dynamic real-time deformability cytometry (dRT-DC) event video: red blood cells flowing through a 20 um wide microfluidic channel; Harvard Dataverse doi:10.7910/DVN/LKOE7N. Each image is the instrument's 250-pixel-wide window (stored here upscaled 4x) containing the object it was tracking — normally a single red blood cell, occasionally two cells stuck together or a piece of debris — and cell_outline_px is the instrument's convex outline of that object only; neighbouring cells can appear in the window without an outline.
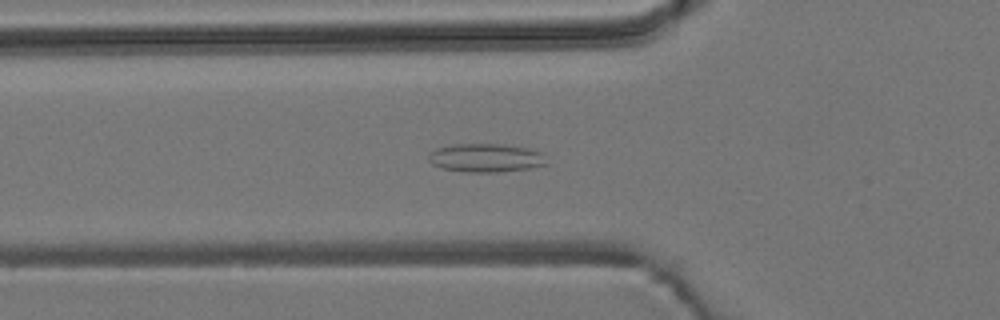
{"species": "common noctule bat (a hibernating species)", "species_latin": "Nyctalus noctula", "temperature_condition": "room temperature", "stored_images_in_passage": 26, "camera_frame_rate_fps": 3000, "um_per_image_px": 0.085, "animal": {"sex": "male", "body_mass_g": 19.2, "forearm_length_mm": 51.8}, "frame": {"image": 1, "passage_image": 18, "time_ms": 5.667, "image_size_px": [1000, 320], "cell_outline_px": [[548, 164], [532, 168], [500, 172], [468, 172], [440, 168], [432, 164], [428, 160], [428, 156], [436, 148], [452, 144], [504, 144], [528, 148], [544, 152]], "centroid_in_image_um": [41.34, 13.42], "position_along_channel_um": 84.5, "area_um2": 19.94}}
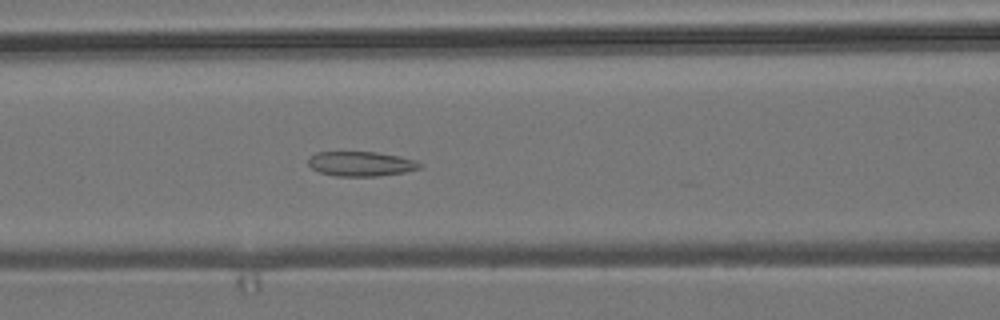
{"frame": {"image": 2, "passage_image": 22, "time_ms": 7.0, "image_size_px": [1000, 320], "cell_outline_px": [[424, 164], [420, 168], [404, 172], [380, 176], [336, 176], [320, 172], [312, 168], [308, 164], [308, 156], [316, 152], [376, 152], [400, 156], [416, 160]], "centroid_in_image_um": [30.69, 13.92], "position_along_channel_um": 135.9, "area_um2": 16.18}}
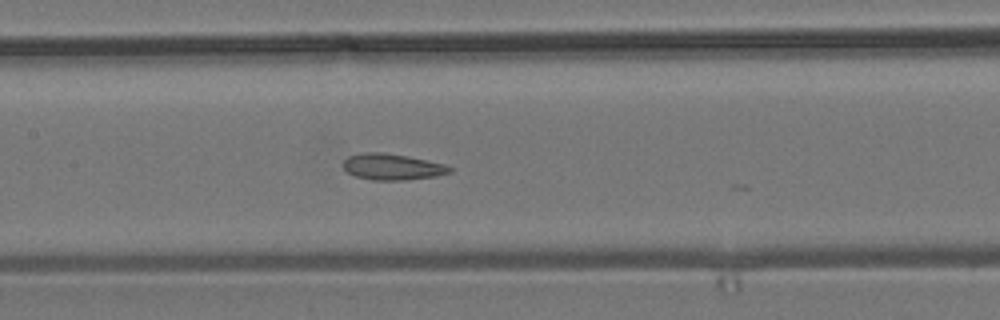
{"frame": {"image": 3, "passage_image": 25, "time_ms": 8.0, "image_size_px": [1000, 320], "cell_outline_px": [[452, 172], [436, 176], [404, 180], [372, 180], [356, 176], [348, 172], [344, 168], [344, 160], [348, 156], [364, 152], [380, 152], [408, 156], [428, 160], [444, 164], [452, 168]], "centroid_in_image_um": [33.36, 14.18], "position_along_channel_um": 174.0, "area_um2": 16.18}}